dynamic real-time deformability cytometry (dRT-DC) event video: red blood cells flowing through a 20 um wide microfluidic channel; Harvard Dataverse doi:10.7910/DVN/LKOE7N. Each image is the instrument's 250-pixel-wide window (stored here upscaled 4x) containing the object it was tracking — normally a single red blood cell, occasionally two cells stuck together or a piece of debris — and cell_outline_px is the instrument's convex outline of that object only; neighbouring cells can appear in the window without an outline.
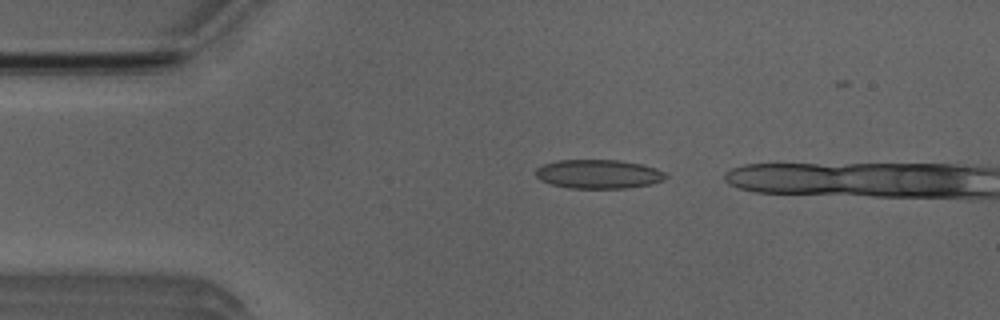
{"species": "Egyptian fruit bat (a non-hibernating species)", "species_latin": "Rousettus aegyptiacus", "temperature_condition": "room temperature", "stored_images_in_passage": 7, "camera_frame_rate_fps": 3000, "um_per_image_px": 0.085, "animal": {"sex": "male"}, "frame": {"image": 1, "passage_image": 5, "time_ms": 1.333, "image_size_px": [1000, 320], "cell_outline_px": [[668, 176], [664, 180], [652, 184], [628, 188], [568, 188], [552, 184], [540, 180], [536, 176], [536, 168], [544, 164], [556, 160], [620, 160], [644, 164], [668, 172]], "centroid_in_image_um": [50.93, 14.79], "position_along_channel_um": 34.1, "area_um2": 22.25}}